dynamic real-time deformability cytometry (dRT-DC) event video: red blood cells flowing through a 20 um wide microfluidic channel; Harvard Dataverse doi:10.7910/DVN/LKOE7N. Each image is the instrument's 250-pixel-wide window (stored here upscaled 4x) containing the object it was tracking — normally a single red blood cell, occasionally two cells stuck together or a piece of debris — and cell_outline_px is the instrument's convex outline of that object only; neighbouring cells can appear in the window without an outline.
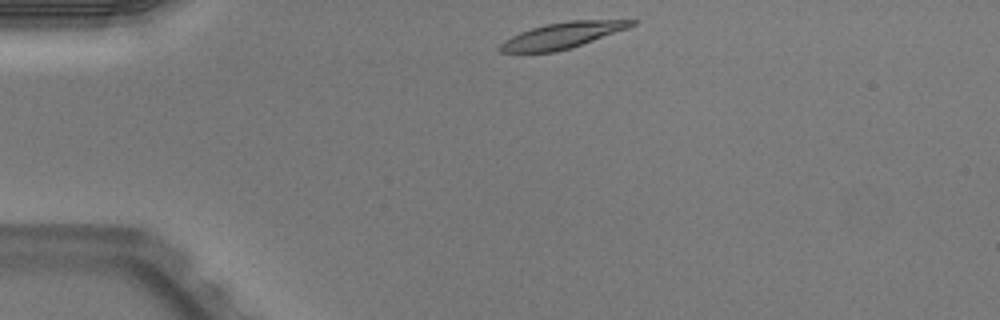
{"species": "Egyptian fruit bat (a non-hibernating species)", "species_latin": "Rousettus aegyptiacus", "temperature_condition": "warm", "stored_images_in_passage": 41, "camera_frame_rate_fps": 3000, "um_per_image_px": 0.085, "animal": {"sex": "male"}, "frame": {"image": 1, "passage_image": 1, "time_ms": 0.0, "image_size_px": [1000, 320], "cell_outline_px": [[636, 24], [628, 28], [556, 52], [500, 52], [496, 48], [504, 40], [520, 32], [532, 28], [548, 24], [568, 20], [636, 20]], "centroid_in_image_um": [47.75, 3.0], "position_along_channel_um": 37.3, "area_um2": 19.48}}
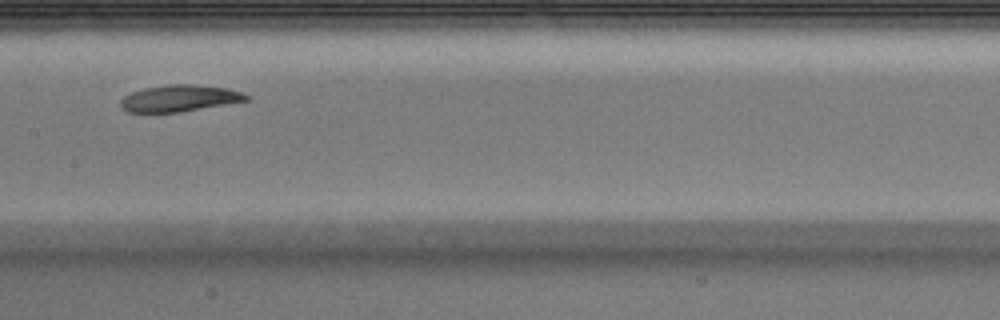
{"frame": {"image": 2, "passage_image": 16, "time_ms": 5.0, "image_size_px": [1000, 320], "cell_outline_px": [[248, 100], [180, 112], [128, 112], [120, 108], [120, 100], [124, 96], [132, 92], [144, 88], [168, 84], [192, 84], [228, 88], [240, 92], [248, 96]], "centroid_in_image_um": [15.2, 8.35], "position_along_channel_um": 192.2, "area_um2": 19.36}}
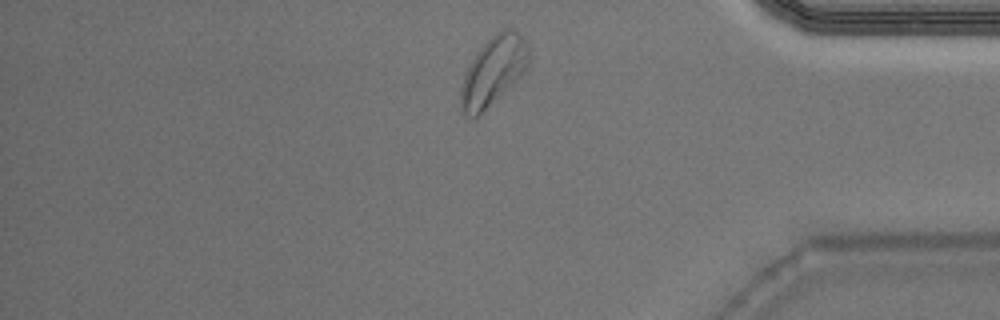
{"frame": {"image": 3, "passage_image": 33, "time_ms": 10.667, "image_size_px": [1000, 320], "cell_outline_px": [[528, 68], [512, 84], [476, 116], [468, 116], [460, 108], [460, 88], [464, 72], [476, 52], [496, 32], [504, 28], [516, 28], [524, 40], [528, 48]], "centroid_in_image_um": [41.92, 5.98], "position_along_channel_um": 393.3, "area_um2": 26.82}, "authors_computed_cell_mechanics": {"area_um2": 21.2126, "velocity_mm_per_s": 3.9326, "shape_relaxation_time_tau1_ms": 3.8597, "shape_relaxation_time_tau2_ms": 5.8811, "deformation_change_tau1": 0.138, "deformation_change_tau2": 0.1301}}